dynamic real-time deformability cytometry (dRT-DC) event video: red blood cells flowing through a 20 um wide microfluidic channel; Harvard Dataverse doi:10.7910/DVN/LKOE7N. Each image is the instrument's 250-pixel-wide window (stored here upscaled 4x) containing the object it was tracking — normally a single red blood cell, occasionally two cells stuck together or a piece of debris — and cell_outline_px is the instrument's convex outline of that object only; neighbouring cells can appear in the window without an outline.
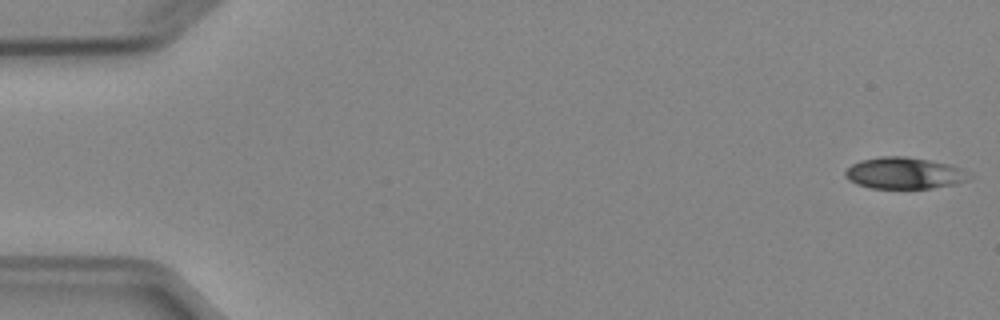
{"species": "Egyptian fruit bat (a non-hibernating species)", "species_latin": "Rousettus aegyptiacus", "temperature_condition": "cold", "stored_images_in_passage": 51, "camera_frame_rate_fps": 3000, "um_per_image_px": 0.085, "animal": {"sex": "female"}, "frame": {"image": 1, "passage_image": 1, "time_ms": 0.0, "image_size_px": [1000, 320], "cell_outline_px": [[972, 176], [968, 180], [956, 184], [932, 188], [872, 188], [856, 184], [848, 180], [844, 176], [844, 172], [852, 164], [860, 160], [880, 156], [904, 156], [928, 160], [948, 164], [960, 168]], "centroid_in_image_um": [76.84, 14.72], "position_along_channel_um": 8.2, "area_um2": 22.77}}
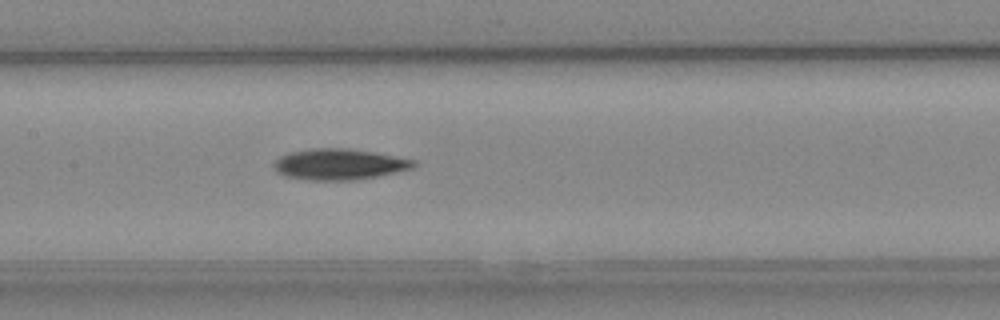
{"frame": {"image": 2, "passage_image": 25, "time_ms": 8.0, "image_size_px": [1000, 320], "cell_outline_px": [[420, 164], [412, 168], [396, 172], [356, 180], [308, 180], [284, 176], [272, 164], [280, 156], [288, 152], [312, 148], [348, 148], [372, 152], [416, 160]], "centroid_in_image_um": [28.85, 13.96], "position_along_channel_um": 178.6, "area_um2": 25.2}}
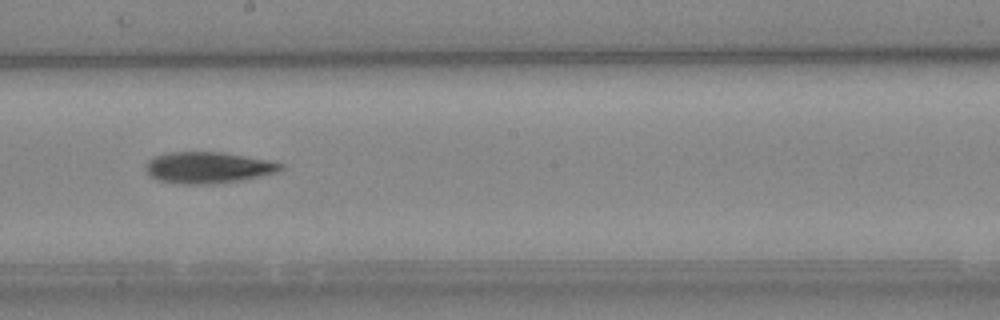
{"frame": {"image": 3, "passage_image": 29, "time_ms": 9.333, "image_size_px": [1000, 320], "cell_outline_px": [[284, 168], [280, 172], [240, 180], [212, 184], [180, 184], [156, 180], [144, 168], [148, 160], [156, 156], [168, 152], [220, 152], [268, 160], [284, 164]], "centroid_in_image_um": [17.69, 14.25], "position_along_channel_um": 230.5, "area_um2": 24.62}, "authors_computed_cell_mechanics": {"area_um2": 23.6402, "velocity_mm_per_s": 3.9396, "shape_relaxation_time_tau1_ms": 3.3082, "shape_relaxation_time_tau2_ms": null, "deformation_change_tau1": 0.1064, "deformation_change_tau2": null}}